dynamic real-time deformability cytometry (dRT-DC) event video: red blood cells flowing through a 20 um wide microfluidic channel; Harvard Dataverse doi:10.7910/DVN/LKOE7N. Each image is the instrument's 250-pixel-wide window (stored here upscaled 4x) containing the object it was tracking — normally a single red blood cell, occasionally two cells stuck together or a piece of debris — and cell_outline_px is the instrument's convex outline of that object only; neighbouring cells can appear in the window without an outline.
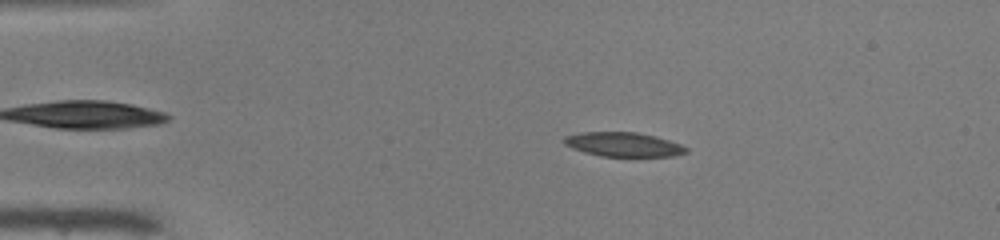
{"species": "common noctule bat (a hibernating species)", "species_latin": "Nyctalus noctula", "temperature_condition": "warm", "stored_images_in_passage": 38, "camera_frame_rate_fps": 3000, "um_per_image_px": 0.085, "animal": {"sex": "male", "body_mass_g": 19.0, "forearm_length_mm": 50.8}, "frame": {"image": 1, "passage_image": 1, "time_ms": 0.0, "image_size_px": [1000, 240], "cell_outline_px": [[688, 152], [672, 156], [600, 156], [584, 152], [572, 148], [564, 144], [564, 136], [580, 132], [636, 132], [656, 136], [680, 144], [688, 148]], "centroid_in_image_um": [52.98, 12.27], "position_along_channel_um": 32.0, "area_um2": 17.22}}
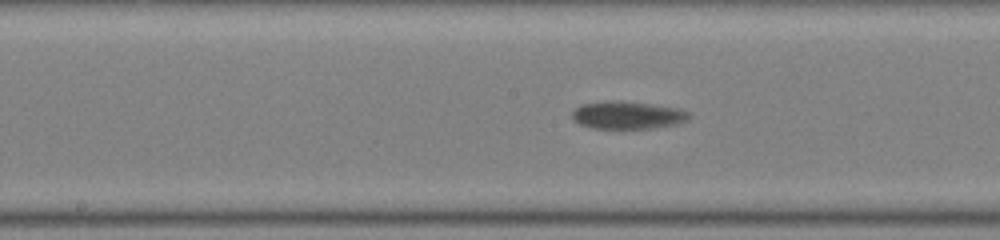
{"frame": {"image": 2, "passage_image": 18, "time_ms": 5.667, "image_size_px": [1000, 240], "cell_outline_px": [[692, 116], [688, 120], [676, 124], [652, 128], [592, 128], [580, 124], [572, 116], [572, 112], [580, 104], [644, 104], [680, 108], [688, 112]], "centroid_in_image_um": [53.42, 9.85], "position_along_channel_um": 194.8, "area_um2": 17.63}}
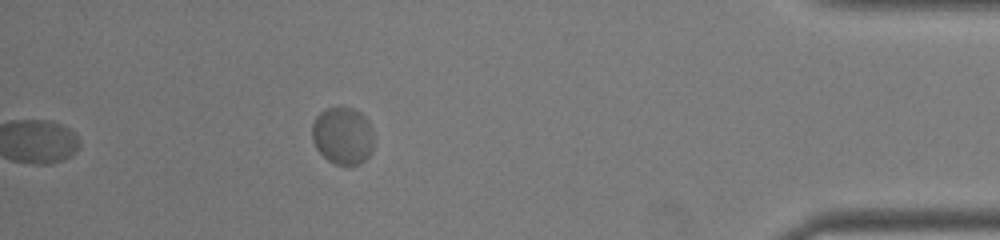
{"frame": {"image": 3, "passage_image": 38, "time_ms": 12.333, "image_size_px": [1000, 240], "cell_outline_px": [[372, 152], [360, 164], [348, 168], [344, 168], [328, 160], [316, 148], [312, 140], [312, 124], [316, 116], [324, 108], [352, 108], [360, 112], [364, 116], [372, 128]], "centroid_in_image_um": [29.12, 11.58], "position_along_channel_um": 406.1, "area_um2": 20.92}, "authors_computed_cell_mechanics": {"area_um2": 18.785, "velocity_mm_per_s": 3.8417, "shape_relaxation_time_tau1_ms": 7.8606, "shape_relaxation_time_tau2_ms": null, "deformation_change_tau1": 0.1809, "deformation_change_tau2": null}}